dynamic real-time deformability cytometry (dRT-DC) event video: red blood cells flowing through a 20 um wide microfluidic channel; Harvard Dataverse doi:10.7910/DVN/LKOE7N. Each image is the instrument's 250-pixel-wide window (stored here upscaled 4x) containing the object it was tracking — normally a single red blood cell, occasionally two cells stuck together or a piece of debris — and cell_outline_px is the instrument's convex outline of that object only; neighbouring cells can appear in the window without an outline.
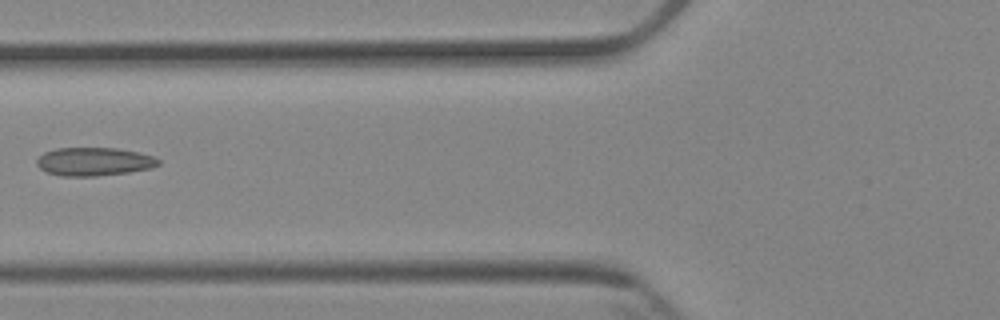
{"species": "Egyptian fruit bat (a non-hibernating species)", "species_latin": "Rousettus aegyptiacus", "temperature_condition": "cold", "stored_images_in_passage": 6, "camera_frame_rate_fps": 3000, "um_per_image_px": 0.085, "animal": {"sex": "female"}, "frame": {"image": 1, "passage_image": 5, "time_ms": 4.667, "image_size_px": [1000, 320], "cell_outline_px": [[160, 164], [152, 168], [128, 172], [96, 176], [60, 176], [48, 172], [40, 168], [36, 164], [36, 160], [44, 152], [56, 148], [116, 148], [136, 152], [152, 156], [160, 160]], "centroid_in_image_um": [7.98, 13.74], "position_along_channel_um": 117.8, "area_um2": 20.0}}
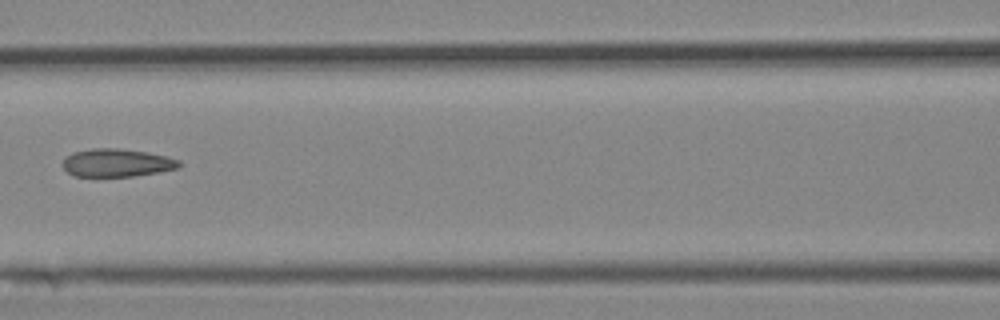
{"frame": {"image": 2, "passage_image": 6, "time_ms": 5.667, "image_size_px": [1000, 320], "cell_outline_px": [[180, 164], [176, 168], [156, 172], [132, 176], [72, 176], [60, 164], [72, 152], [92, 148], [116, 148], [148, 152], [168, 156], [180, 160]], "centroid_in_image_um": [9.9, 13.83], "position_along_channel_um": 156.7, "area_um2": 18.9}}